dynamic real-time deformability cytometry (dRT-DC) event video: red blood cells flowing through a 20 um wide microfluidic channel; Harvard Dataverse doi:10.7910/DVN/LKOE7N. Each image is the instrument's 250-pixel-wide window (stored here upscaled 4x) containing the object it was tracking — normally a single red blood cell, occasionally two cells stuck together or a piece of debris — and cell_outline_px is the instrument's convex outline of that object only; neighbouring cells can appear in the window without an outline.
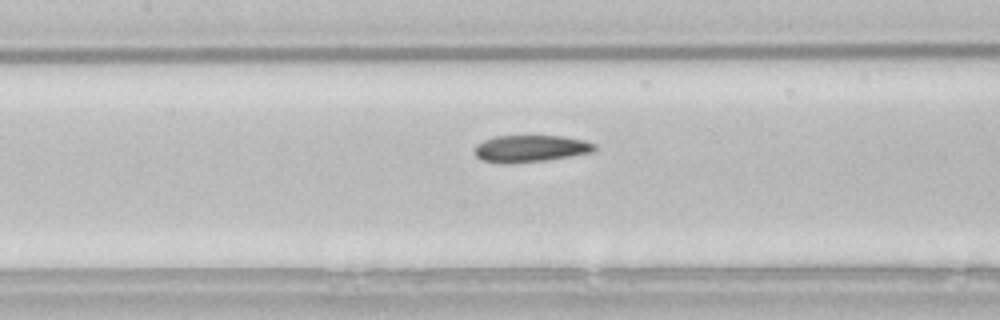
{"species": "common noctule bat (a hibernating species)", "species_latin": "Nyctalus noctula", "temperature_condition": "room temperature", "stored_images_in_passage": 41, "camera_frame_rate_fps": 3000, "um_per_image_px": 0.085, "animal": {"sex": "male", "body_mass_g": 21.5, "forearm_length_mm": 52.0}, "frame": {"image": 1, "passage_image": 19, "time_ms": 6.0, "image_size_px": [1000, 320], "cell_outline_px": [[596, 148], [592, 152], [544, 160], [508, 164], [500, 164], [480, 160], [476, 156], [476, 144], [484, 140], [496, 136], [564, 136], [584, 140], [596, 144]], "centroid_in_image_um": [45.06, 12.63], "position_along_channel_um": 162.3, "area_um2": 18.79}}
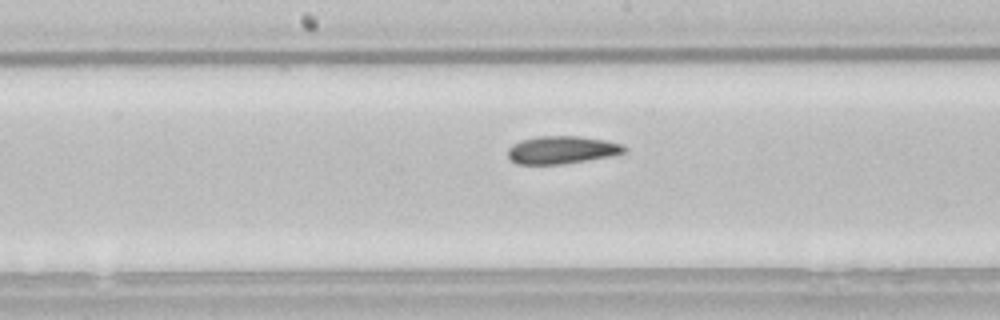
{"frame": {"image": 2, "passage_image": 22, "time_ms": 7.0, "image_size_px": [1000, 320], "cell_outline_px": [[628, 148], [624, 152], [612, 156], [564, 164], [516, 164], [508, 156], [508, 148], [512, 144], [520, 140], [536, 136], [580, 136], [604, 140], [620, 144]], "centroid_in_image_um": [47.73, 12.74], "position_along_channel_um": 200.5, "area_um2": 18.9}}
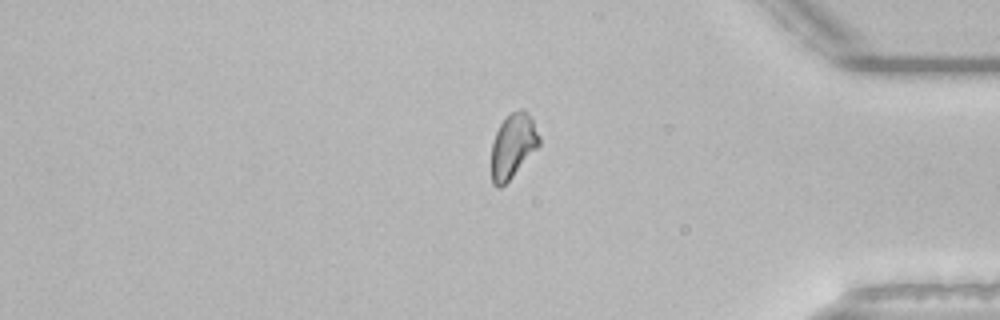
{"frame": {"image": 3, "passage_image": 39, "time_ms": 12.667, "image_size_px": [1000, 320], "cell_outline_px": [[540, 144], [512, 176], [500, 188], [496, 188], [492, 184], [492, 140], [500, 124], [512, 112], [520, 108], [524, 108], [528, 112], [540, 136]], "centroid_in_image_um": [43.59, 12.38], "position_along_channel_um": 391.6, "area_um2": 17.69}, "authors_computed_cell_mechanics": {"area_um2": 18.9584, "velocity_mm_per_s": 3.8143, "shape_relaxation_time_tau1_ms": 4.727, "shape_relaxation_time_tau2_ms": 3.1355, "deformation_change_tau1": 0.1091, "deformation_change_tau2": 0.098}}